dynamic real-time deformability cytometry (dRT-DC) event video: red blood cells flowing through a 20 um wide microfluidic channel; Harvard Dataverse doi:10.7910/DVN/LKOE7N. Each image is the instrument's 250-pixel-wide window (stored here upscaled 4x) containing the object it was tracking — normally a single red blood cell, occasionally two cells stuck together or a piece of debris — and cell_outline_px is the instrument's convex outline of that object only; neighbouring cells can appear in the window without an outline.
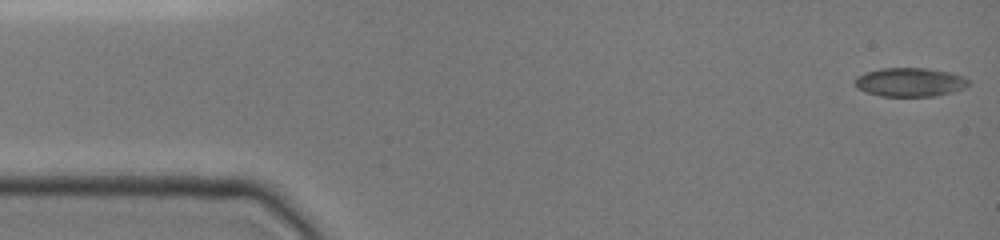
{"species": "common noctule bat (a hibernating species)", "species_latin": "Nyctalus noctula", "temperature_condition": "cold", "stored_images_in_passage": 56, "camera_frame_rate_fps": 3000, "um_per_image_px": 0.085, "animal": {"sex": "female", "body_mass_g": 19.0, "forearm_length_mm": 51.5}, "frame": {"image": 1, "passage_image": 1, "time_ms": 0.0, "image_size_px": [1000, 240], "cell_outline_px": [[968, 84], [964, 88], [952, 92], [936, 96], [880, 96], [856, 88], [852, 84], [852, 80], [856, 76], [864, 72], [880, 68], [928, 68], [948, 72], [964, 76], [968, 80]], "centroid_in_image_um": [77.28, 6.98], "position_along_channel_um": 7.7, "area_um2": 19.31}}
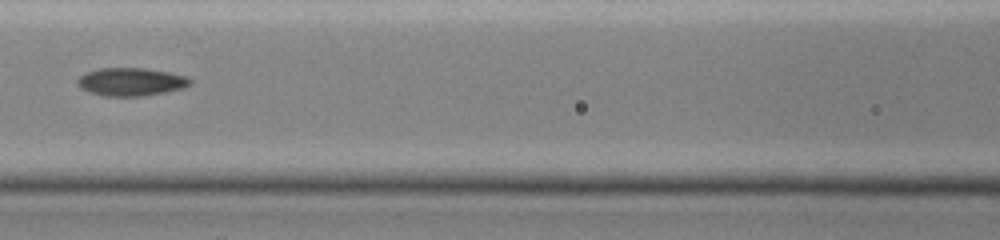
{"frame": {"image": 2, "passage_image": 26, "time_ms": 6.667, "image_size_px": [1000, 240], "cell_outline_px": [[192, 84], [184, 88], [164, 92], [140, 96], [104, 96], [88, 92], [80, 88], [76, 84], [76, 80], [84, 72], [100, 68], [144, 68], [168, 72], [188, 76], [192, 80]], "centroid_in_image_um": [11.11, 6.95], "position_along_channel_um": 155.5, "area_um2": 18.61}}
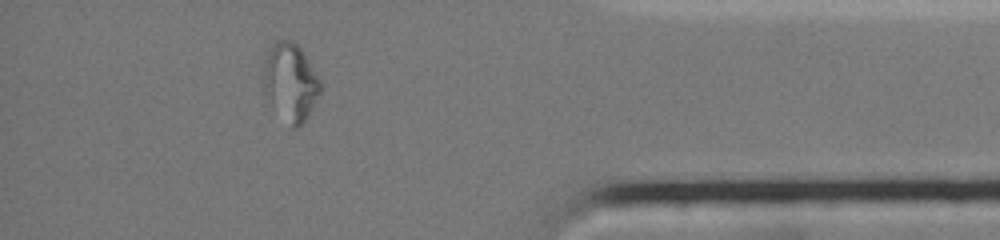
{"frame": {"image": 3, "passage_image": 44, "time_ms": 13.667, "image_size_px": [1000, 240], "cell_outline_px": [[320, 92], [308, 116], [296, 128], [292, 128], [264, 96], [264, 68], [272, 44], [276, 40], [288, 40], [296, 44], [300, 48], [308, 60], [320, 80]], "centroid_in_image_um": [24.68, 6.99], "position_along_channel_um": 410.5, "area_um2": 25.09}, "authors_computed_cell_mechanics": {"area_um2": 18.7272, "velocity_mm_per_s": 3.954, "shape_relaxation_time_tau1_ms": null, "shape_relaxation_time_tau2_ms": 5.1778, "deformation_change_tau1": null, "deformation_change_tau2": 0.1184}}